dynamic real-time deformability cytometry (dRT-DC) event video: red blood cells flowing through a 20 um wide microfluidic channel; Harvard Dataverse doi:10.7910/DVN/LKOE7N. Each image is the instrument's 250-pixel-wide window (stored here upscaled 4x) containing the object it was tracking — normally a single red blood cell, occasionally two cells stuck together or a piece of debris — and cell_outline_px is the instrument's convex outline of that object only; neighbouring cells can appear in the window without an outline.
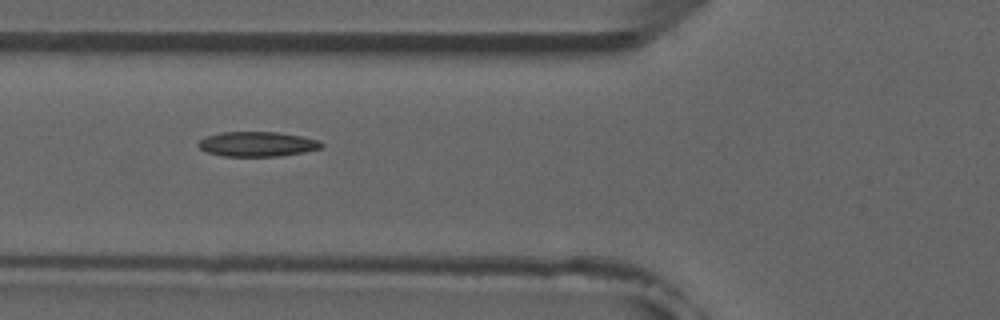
{"species": "common noctule bat (a hibernating species)", "species_latin": "Nyctalus noctula", "temperature_condition": "room temperature", "stored_images_in_passage": 8, "camera_frame_rate_fps": 3000, "um_per_image_px": 0.085, "animal": {"sex": "male", "forearm_length_mm": 52.5}, "frame": {"image": 1, "passage_image": 5, "time_ms": 5.333, "image_size_px": [1000, 320], "cell_outline_px": [[324, 148], [304, 152], [280, 156], [224, 156], [208, 152], [200, 148], [196, 144], [200, 140], [208, 136], [220, 132], [276, 132], [300, 136], [316, 140], [324, 144]], "centroid_in_image_um": [21.88, 12.25], "position_along_channel_um": 103.9, "area_um2": 17.69}}
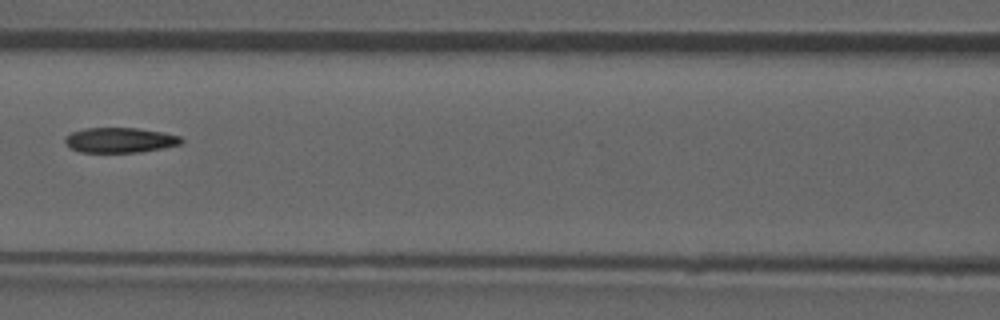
{"frame": {"image": 2, "passage_image": 6, "time_ms": 6.667, "image_size_px": [1000, 320], "cell_outline_px": [[184, 140], [180, 144], [140, 152], [80, 152], [68, 148], [64, 140], [64, 136], [72, 132], [84, 128], [140, 128], [180, 136]], "centroid_in_image_um": [10.13, 11.91], "position_along_channel_um": 156.5, "area_um2": 16.99}}